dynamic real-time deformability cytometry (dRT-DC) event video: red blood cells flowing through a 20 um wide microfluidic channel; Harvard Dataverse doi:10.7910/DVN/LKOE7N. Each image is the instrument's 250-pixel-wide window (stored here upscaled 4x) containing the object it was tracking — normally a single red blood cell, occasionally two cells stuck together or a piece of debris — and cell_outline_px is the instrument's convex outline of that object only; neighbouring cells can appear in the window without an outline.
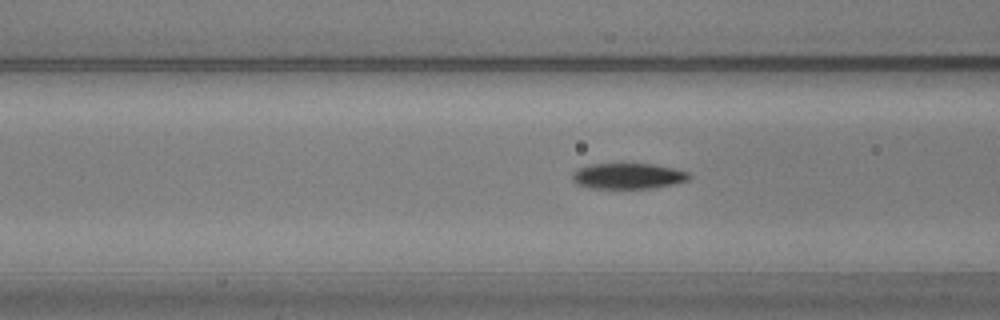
{"species": "common noctule bat (a hibernating species)", "species_latin": "Nyctalus noctula", "temperature_condition": "warm", "stored_images_in_passage": 54, "camera_frame_rate_fps": 3000, "um_per_image_px": 0.085, "animal": {"sex": "male", "body_mass_g": 20.5, "forearm_length_mm": 52.5}, "frame": {"image": 1, "passage_image": 21, "time_ms": 6.667, "image_size_px": [1000, 320], "cell_outline_px": [[692, 176], [688, 180], [672, 184], [652, 188], [588, 188], [576, 184], [572, 180], [572, 172], [576, 168], [588, 164], [652, 164], [672, 168], [688, 172]], "centroid_in_image_um": [53.32, 14.96], "position_along_channel_um": 113.3, "area_um2": 17.57}}
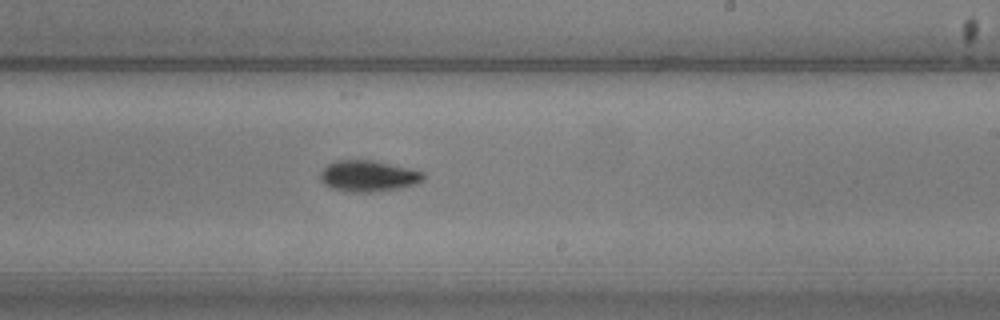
{"frame": {"image": 2, "passage_image": 33, "time_ms": 10.667, "image_size_px": [1000, 320], "cell_outline_px": [[424, 180], [416, 184], [400, 188], [372, 192], [348, 192], [332, 188], [324, 184], [320, 180], [320, 172], [328, 164], [336, 160], [372, 160], [424, 172]], "centroid_in_image_um": [31.28, 14.97], "position_along_channel_um": 257.7, "area_um2": 18.67}}
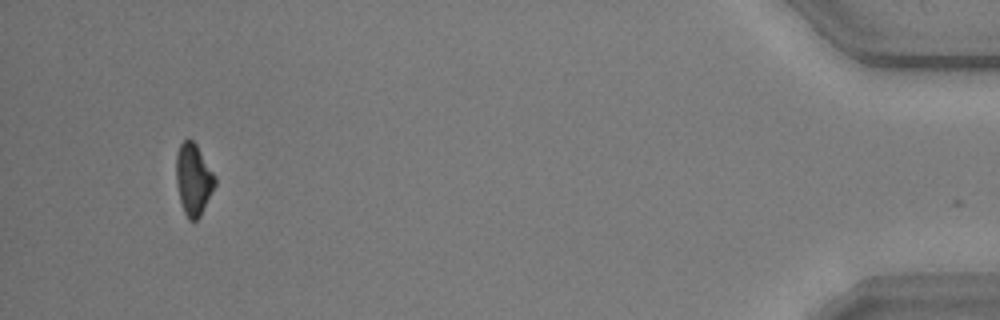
{"frame": {"image": 3, "passage_image": 53, "time_ms": 17.333, "image_size_px": [1000, 320], "cell_outline_px": [[216, 184], [200, 216], [196, 220], [188, 220], [184, 212], [180, 200], [176, 184], [176, 156], [180, 144], [184, 140], [192, 140], [196, 144], [216, 176]], "centroid_in_image_um": [16.44, 15.25], "position_along_channel_um": 418.8, "area_um2": 16.13}, "authors_computed_cell_mechanics": {"area_um2": 17.2533, "velocity_mm_per_s": 3.6075, "shape_relaxation_time_tau1_ms": 2.3468, "shape_relaxation_time_tau2_ms": null, "deformation_change_tau1": 0.1296, "deformation_change_tau2": null}}